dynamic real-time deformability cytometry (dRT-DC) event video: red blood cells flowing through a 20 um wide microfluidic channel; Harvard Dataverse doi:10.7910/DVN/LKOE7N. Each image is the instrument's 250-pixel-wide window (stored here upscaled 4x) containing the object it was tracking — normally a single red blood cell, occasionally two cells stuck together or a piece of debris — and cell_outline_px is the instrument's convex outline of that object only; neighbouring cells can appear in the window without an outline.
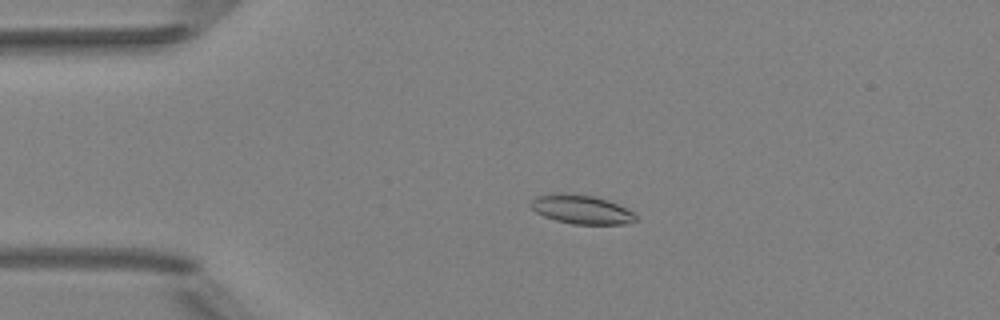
{"species": "Egyptian fruit bat (a non-hibernating species)", "species_latin": "Rousettus aegyptiacus", "temperature_condition": "room temperature", "stored_images_in_passage": 5, "camera_frame_rate_fps": 3000, "um_per_image_px": 0.085, "animal": {"sex": "female"}, "frame": {"image": 1, "passage_image": 4, "time_ms": 3.333, "image_size_px": [1000, 320], "cell_outline_px": [[636, 220], [624, 224], [572, 224], [556, 220], [544, 216], [536, 212], [528, 204], [536, 196], [552, 192], [564, 192], [596, 196], [608, 200], [632, 212], [636, 216]], "centroid_in_image_um": [49.35, 17.78], "position_along_channel_um": 35.6, "area_um2": 17.8}}